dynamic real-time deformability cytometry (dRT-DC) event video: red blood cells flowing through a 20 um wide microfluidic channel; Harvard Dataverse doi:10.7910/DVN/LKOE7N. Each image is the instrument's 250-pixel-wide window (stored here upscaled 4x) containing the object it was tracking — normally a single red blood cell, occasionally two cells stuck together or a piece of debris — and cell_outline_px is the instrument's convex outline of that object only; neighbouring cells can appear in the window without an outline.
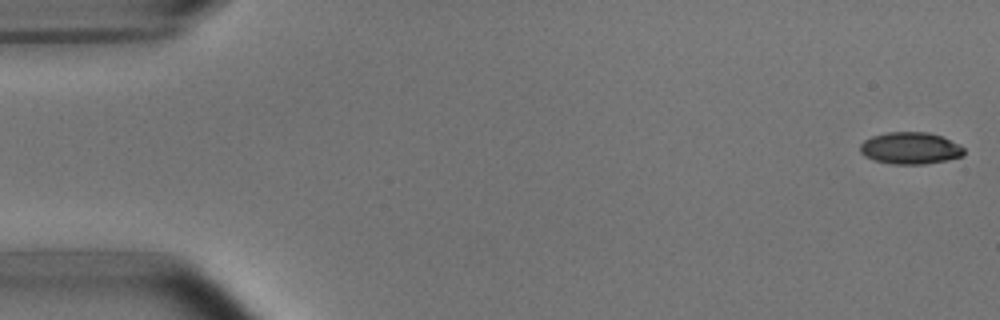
{"species": "common noctule bat (a hibernating species)", "species_latin": "Nyctalus noctula", "temperature_condition": "room temperature", "stored_images_in_passage": 52, "camera_frame_rate_fps": 3000, "um_per_image_px": 0.085, "animal": {"sex": "male", "body_mass_g": 15.6}, "frame": {"image": 1, "passage_image": 1, "time_ms": 0.0, "image_size_px": [1000, 320], "cell_outline_px": [[964, 156], [948, 160], [924, 164], [892, 164], [876, 160], [864, 156], [860, 152], [860, 144], [864, 140], [872, 136], [888, 132], [928, 132], [940, 136], [964, 148]], "centroid_in_image_um": [77.36, 12.6], "position_along_channel_um": 7.6, "area_um2": 19.19}}
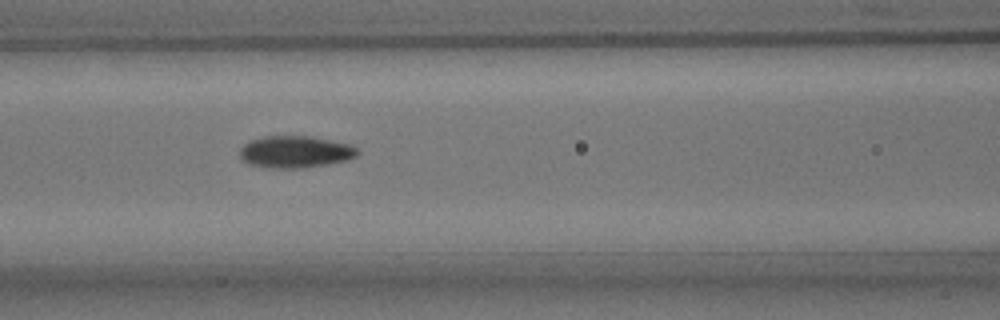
{"frame": {"image": 2, "passage_image": 22, "time_ms": 7.0, "image_size_px": [1000, 320], "cell_outline_px": [[360, 152], [356, 156], [348, 160], [328, 164], [304, 168], [268, 168], [248, 164], [240, 160], [240, 148], [248, 140], [264, 136], [308, 136], [348, 144], [356, 148]], "centroid_in_image_um": [25.04, 12.92], "position_along_channel_um": 141.6, "area_um2": 22.08}}
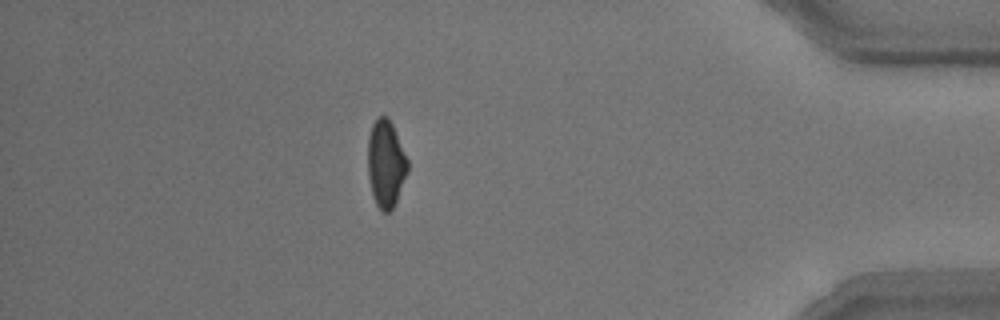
{"frame": {"image": 3, "passage_image": 46, "time_ms": 15.0, "image_size_px": [1000, 320], "cell_outline_px": [[408, 172], [396, 200], [392, 208], [388, 212], [384, 212], [376, 204], [372, 196], [368, 176], [368, 136], [372, 124], [380, 116], [388, 116], [392, 124], [408, 160]], "centroid_in_image_um": [32.78, 13.9], "position_along_channel_um": 402.4, "area_um2": 20.11}, "authors_computed_cell_mechanics": {"area_um2": 20.4034, "velocity_mm_per_s": 3.8107, "shape_relaxation_time_tau1_ms": 3.6192, "shape_relaxation_time_tau2_ms": 1.9487, "deformation_change_tau1": 0.124, "deformation_change_tau2": 0.0761}}